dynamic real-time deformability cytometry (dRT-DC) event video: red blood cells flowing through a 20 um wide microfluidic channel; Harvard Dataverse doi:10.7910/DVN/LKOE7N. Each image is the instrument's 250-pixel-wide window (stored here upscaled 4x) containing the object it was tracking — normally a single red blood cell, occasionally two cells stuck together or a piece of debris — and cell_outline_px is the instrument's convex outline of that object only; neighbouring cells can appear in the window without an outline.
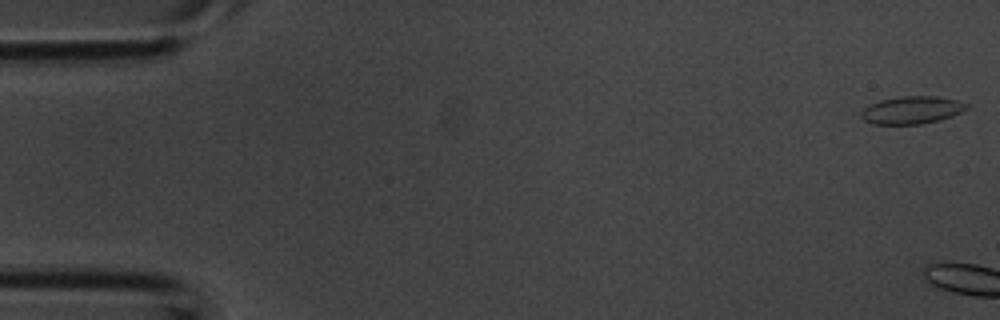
{"species": "common noctule bat (a hibernating species)", "species_latin": "Nyctalus noctula", "temperature_condition": "room temperature", "stored_images_in_passage": 9, "camera_frame_rate_fps": 3000, "um_per_image_px": 0.085, "animal": {"sex": "male", "body_mass_g": 20.1, "forearm_length_mm": 53.5}, "frame": {"image": 1, "passage_image": 1, "time_ms": 0.0, "image_size_px": [1000, 320], "cell_outline_px": [[968, 108], [952, 116], [940, 120], [920, 124], [872, 124], [864, 120], [860, 116], [860, 112], [868, 104], [880, 100], [896, 96], [936, 96], [956, 100], [968, 104]], "centroid_in_image_um": [77.46, 9.35], "position_along_channel_um": 7.5, "area_um2": 17.11}}